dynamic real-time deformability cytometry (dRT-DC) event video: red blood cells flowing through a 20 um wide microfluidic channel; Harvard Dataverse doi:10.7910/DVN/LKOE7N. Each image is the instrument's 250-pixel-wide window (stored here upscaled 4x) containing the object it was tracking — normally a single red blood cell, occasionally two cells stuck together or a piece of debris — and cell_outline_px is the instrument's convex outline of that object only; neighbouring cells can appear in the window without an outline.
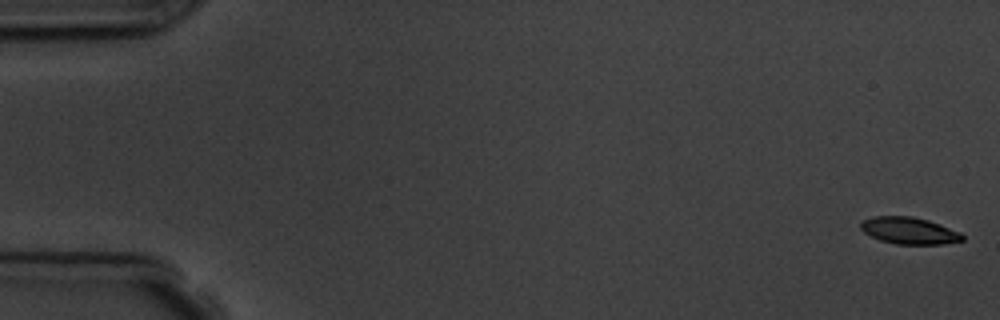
{"species": "common noctule bat (a hibernating species)", "species_latin": "Nyctalus noctula", "temperature_condition": "room temperature", "stored_images_in_passage": 8, "camera_frame_rate_fps": 3000, "um_per_image_px": 0.085, "animal": {"sex": "male", "body_mass_g": 19.5, "forearm_length_mm": 54.6}, "frame": {"image": 1, "passage_image": 1, "time_ms": 0.0, "image_size_px": [1000, 320], "cell_outline_px": [[964, 240], [940, 244], [896, 244], [880, 240], [864, 232], [860, 228], [860, 224], [864, 220], [872, 216], [912, 216], [928, 220], [940, 224], [960, 232], [964, 236]], "centroid_in_image_um": [77.28, 19.6], "position_along_channel_um": 7.7, "area_um2": 15.84}}
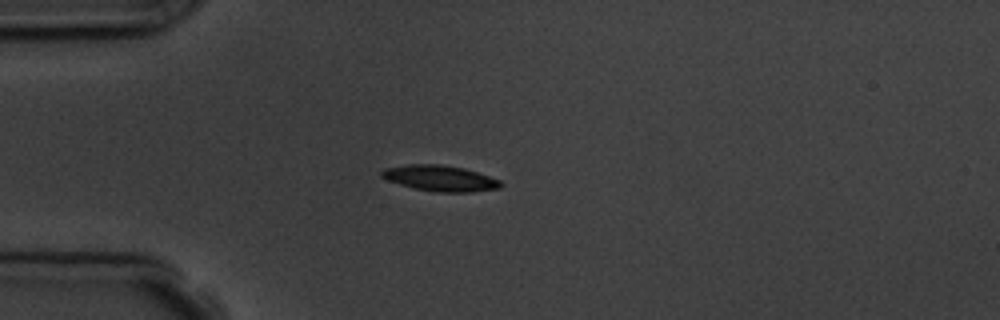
{"frame": {"image": 2, "passage_image": 5, "time_ms": 4.667, "image_size_px": [1000, 320], "cell_outline_px": [[504, 184], [500, 188], [472, 192], [436, 192], [416, 188], [400, 184], [388, 180], [380, 176], [380, 172], [384, 168], [408, 164], [440, 164], [464, 168], [500, 180]], "centroid_in_image_um": [37.41, 15.15], "position_along_channel_um": 47.6, "area_um2": 17.86}}